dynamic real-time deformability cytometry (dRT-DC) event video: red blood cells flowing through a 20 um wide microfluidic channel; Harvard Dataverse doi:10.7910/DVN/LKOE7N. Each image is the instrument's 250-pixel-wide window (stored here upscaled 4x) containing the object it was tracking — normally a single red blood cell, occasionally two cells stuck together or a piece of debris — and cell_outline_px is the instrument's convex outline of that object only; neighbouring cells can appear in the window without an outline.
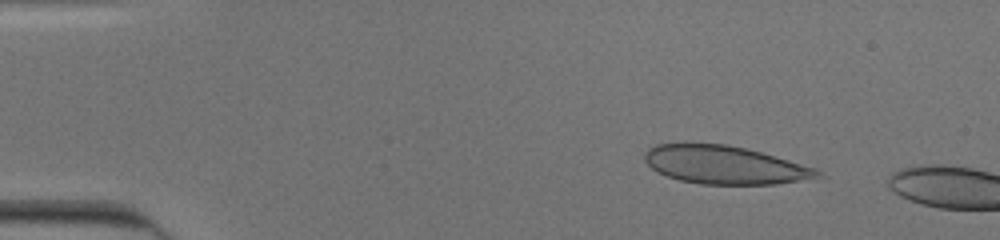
{"species": "human", "species_latin": "Homo sapiens", "temperature_condition": "cold", "stored_images_in_passage": 9, "camera_frame_rate_fps": 3000, "um_per_image_px": 0.085, "donor": {"sex": "male"}, "frame": {"image": 1, "passage_image": 1, "time_ms": 0.0, "image_size_px": [1000, 240], "cell_outline_px": [[820, 176], [776, 184], [700, 184], [680, 180], [656, 172], [644, 160], [644, 152], [648, 148], [656, 144], [684, 140], [728, 144], [760, 152], [816, 168], [820, 172]], "centroid_in_image_um": [61.45, 13.97], "position_along_channel_um": 23.6, "area_um2": 38.96}}